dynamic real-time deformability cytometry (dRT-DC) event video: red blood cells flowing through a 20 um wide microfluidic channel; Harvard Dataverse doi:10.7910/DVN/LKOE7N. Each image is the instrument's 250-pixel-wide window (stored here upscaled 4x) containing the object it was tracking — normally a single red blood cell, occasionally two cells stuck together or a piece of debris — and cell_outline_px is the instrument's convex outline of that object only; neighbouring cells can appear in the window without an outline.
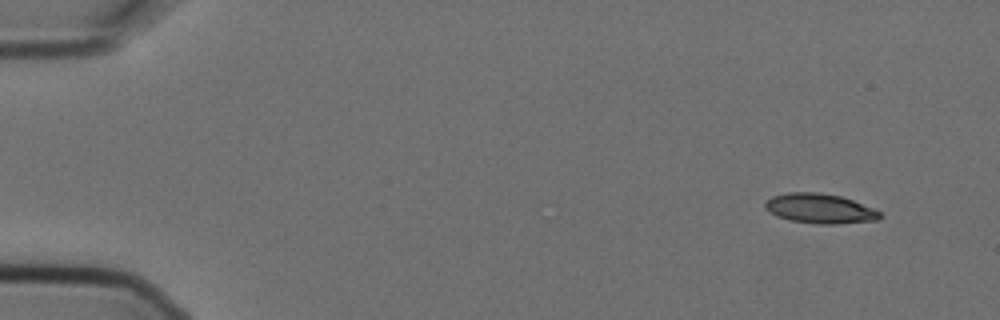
{"species": "Egyptian fruit bat (a non-hibernating species)", "species_latin": "Rousettus aegyptiacus", "temperature_condition": "cold", "stored_images_in_passage": 6, "camera_frame_rate_fps": 3000, "um_per_image_px": 0.085, "animal": {"sex": "female"}, "frame": {"image": 1, "passage_image": 1, "time_ms": 0.0, "image_size_px": [1000, 320], "cell_outline_px": [[880, 220], [836, 224], [816, 224], [788, 220], [776, 216], [764, 208], [764, 200], [772, 196], [788, 192], [820, 192], [840, 196], [852, 200], [872, 208], [880, 212]], "centroid_in_image_um": [69.63, 17.73], "position_along_channel_um": 15.4, "area_um2": 20.06}}